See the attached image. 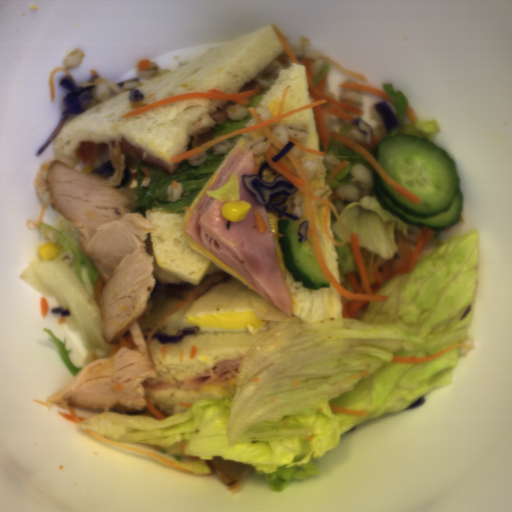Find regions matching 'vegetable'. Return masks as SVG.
I'll return each mask as SVG.
<instances>
[{"label":"vegetable","mask_w":512,"mask_h":512,"mask_svg":"<svg viewBox=\"0 0 512 512\" xmlns=\"http://www.w3.org/2000/svg\"><path fill=\"white\" fill-rule=\"evenodd\" d=\"M480 263L474 230L445 240L397 273L354 319L309 326L264 296H249L256 319L278 322L241 358L238 381L225 398L201 399L163 421L151 415L100 412L78 426L115 441L138 442L170 454L193 475L212 474V457L247 464L269 490L320 474L316 462L366 420L407 409L421 396L451 386L473 317ZM455 343L458 349L423 363ZM330 405L368 411L366 417Z\"/></svg>","instance_id":"vegetable-1"},{"label":"vegetable","mask_w":512,"mask_h":512,"mask_svg":"<svg viewBox=\"0 0 512 512\" xmlns=\"http://www.w3.org/2000/svg\"><path fill=\"white\" fill-rule=\"evenodd\" d=\"M39 232L45 242H40L19 278L44 297L53 295L58 308L70 312L64 324L71 333L78 332L87 367L110 356L116 343H106L103 335V312L95 300L94 285L100 273L81 248L79 229L65 217L57 216L52 226L40 221ZM47 242H56L61 249L55 258L43 261L38 250Z\"/></svg>","instance_id":"vegetable-2"},{"label":"vegetable","mask_w":512,"mask_h":512,"mask_svg":"<svg viewBox=\"0 0 512 512\" xmlns=\"http://www.w3.org/2000/svg\"><path fill=\"white\" fill-rule=\"evenodd\" d=\"M346 231L347 240L342 246H336L338 271L356 272L357 264L351 246V233L359 240L361 252L373 254L391 260L399 251L396 233L402 232L408 239L409 226L388 210L378 196H365L359 202H348L339 213Z\"/></svg>","instance_id":"vegetable-3"},{"label":"vegetable","mask_w":512,"mask_h":512,"mask_svg":"<svg viewBox=\"0 0 512 512\" xmlns=\"http://www.w3.org/2000/svg\"><path fill=\"white\" fill-rule=\"evenodd\" d=\"M206 158L199 165H190L189 157L173 172L163 174L146 160L137 164L138 183L135 203L131 214L142 215L149 208H159L165 212H181L189 208L217 168L225 160V154H214L209 147ZM183 183L184 191L178 202H171L165 195L167 185L173 182Z\"/></svg>","instance_id":"vegetable-4"},{"label":"vegetable","mask_w":512,"mask_h":512,"mask_svg":"<svg viewBox=\"0 0 512 512\" xmlns=\"http://www.w3.org/2000/svg\"><path fill=\"white\" fill-rule=\"evenodd\" d=\"M382 88L383 90H385L386 94L391 97L393 103L395 104V116L398 122V125L389 132L387 138L389 136L412 134L421 136L432 142L435 134L440 133L441 131L438 121L431 119L419 122H412L410 124H404L407 115V110L409 107L408 99L406 98L402 91H400L399 89L395 90L394 85L392 83H383Z\"/></svg>","instance_id":"vegetable-5"},{"label":"vegetable","mask_w":512,"mask_h":512,"mask_svg":"<svg viewBox=\"0 0 512 512\" xmlns=\"http://www.w3.org/2000/svg\"><path fill=\"white\" fill-rule=\"evenodd\" d=\"M208 197L221 202L240 201V178L236 172H232L228 182L216 190H206Z\"/></svg>","instance_id":"vegetable-6"},{"label":"vegetable","mask_w":512,"mask_h":512,"mask_svg":"<svg viewBox=\"0 0 512 512\" xmlns=\"http://www.w3.org/2000/svg\"><path fill=\"white\" fill-rule=\"evenodd\" d=\"M49 335V340L52 341L59 353V357L63 363V365L66 367V369L73 375L77 376L80 372H82L84 369H80L76 367L73 362L69 359L68 354L72 349L66 348V338H63V341H61L57 336H55L49 329L44 330Z\"/></svg>","instance_id":"vegetable-7"},{"label":"vegetable","mask_w":512,"mask_h":512,"mask_svg":"<svg viewBox=\"0 0 512 512\" xmlns=\"http://www.w3.org/2000/svg\"><path fill=\"white\" fill-rule=\"evenodd\" d=\"M253 119V115L249 112L247 116L241 120H231L228 117V120L225 123H217L212 129L213 139L220 138L227 134L236 132L238 130L244 129L245 125Z\"/></svg>","instance_id":"vegetable-8"}]
</instances>
